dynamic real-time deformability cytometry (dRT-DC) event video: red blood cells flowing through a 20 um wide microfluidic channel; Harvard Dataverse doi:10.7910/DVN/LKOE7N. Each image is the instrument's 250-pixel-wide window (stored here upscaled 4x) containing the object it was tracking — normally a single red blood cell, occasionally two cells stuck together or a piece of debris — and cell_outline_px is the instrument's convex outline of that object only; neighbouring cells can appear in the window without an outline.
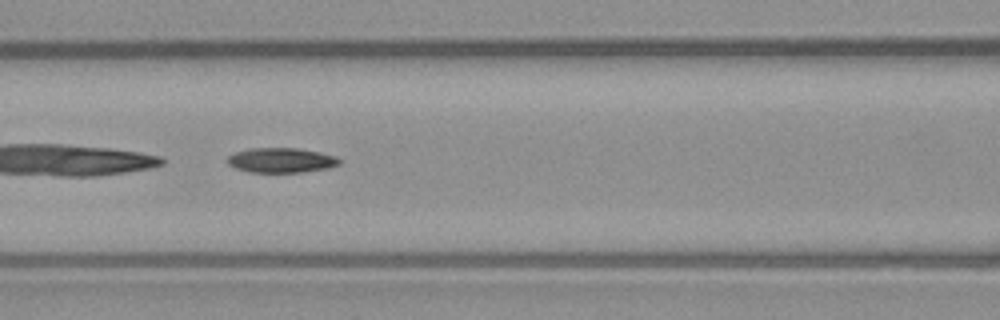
{"species": "common noctule bat (a hibernating species)", "species_latin": "Nyctalus noctula", "temperature_condition": "warm", "stored_images_in_passage": 50, "camera_frame_rate_fps": 3000, "um_per_image_px": 0.085, "animal": {"sex": "male", "body_mass_g": 23.1, "forearm_length_mm": 52.7}, "frame": {"image": 1, "passage_image": 22, "time_ms": 7.0, "image_size_px": [1000, 320], "cell_outline_px": [[340, 164], [328, 168], [300, 172], [248, 172], [236, 168], [228, 164], [228, 156], [236, 152], [248, 148], [296, 148], [320, 152], [336, 156], [340, 160]], "centroid_in_image_um": [23.9, 13.62], "position_along_channel_um": 142.7, "area_um2": 16.13}}
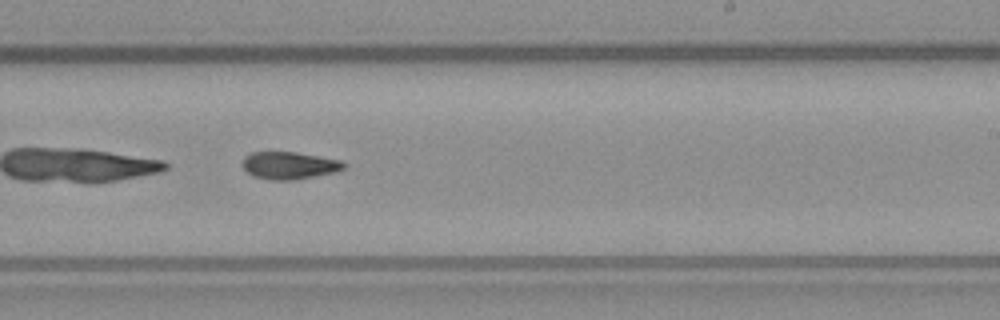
{"frame": {"image": 2, "passage_image": 31, "time_ms": 10.0, "image_size_px": [1000, 320], "cell_outline_px": [[348, 164], [344, 168], [336, 172], [292, 180], [268, 180], [252, 176], [244, 168], [244, 156], [252, 152], [296, 152], [340, 160]], "centroid_in_image_um": [24.6, 14.06], "position_along_channel_um": 264.4, "area_um2": 16.13}}